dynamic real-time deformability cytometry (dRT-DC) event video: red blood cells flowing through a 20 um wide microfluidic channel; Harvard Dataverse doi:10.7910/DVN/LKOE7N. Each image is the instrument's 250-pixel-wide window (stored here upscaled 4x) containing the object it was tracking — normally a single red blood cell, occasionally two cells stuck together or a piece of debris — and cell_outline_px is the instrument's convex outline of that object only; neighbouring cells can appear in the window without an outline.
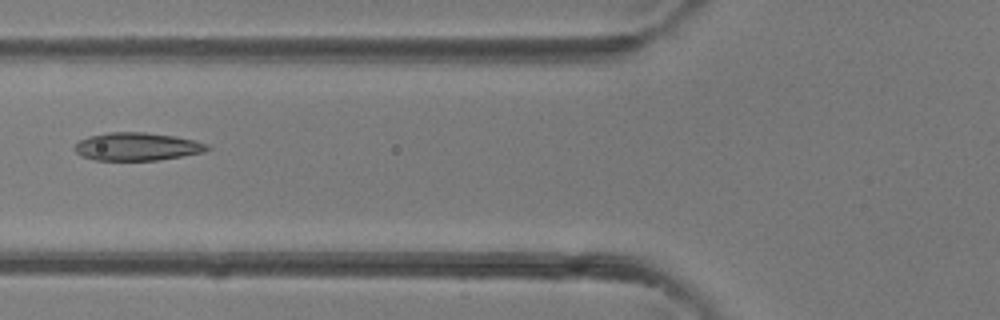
{"species": "common noctule bat (a hibernating species)", "species_latin": "Nyctalus noctula", "temperature_condition": "room temperature", "stored_images_in_passage": 3, "camera_frame_rate_fps": 3000, "um_per_image_px": 0.085, "animal": {"sex": "female"}, "frame": {"image": 1, "passage_image": 3, "time_ms": 2.333, "image_size_px": [1000, 320], "cell_outline_px": [[212, 148], [204, 152], [156, 160], [96, 160], [80, 156], [72, 148], [80, 140], [88, 136], [108, 132], [144, 132], [172, 136], [192, 140], [208, 144]], "centroid_in_image_um": [11.61, 12.46], "position_along_channel_um": 114.2, "area_um2": 21.5}}